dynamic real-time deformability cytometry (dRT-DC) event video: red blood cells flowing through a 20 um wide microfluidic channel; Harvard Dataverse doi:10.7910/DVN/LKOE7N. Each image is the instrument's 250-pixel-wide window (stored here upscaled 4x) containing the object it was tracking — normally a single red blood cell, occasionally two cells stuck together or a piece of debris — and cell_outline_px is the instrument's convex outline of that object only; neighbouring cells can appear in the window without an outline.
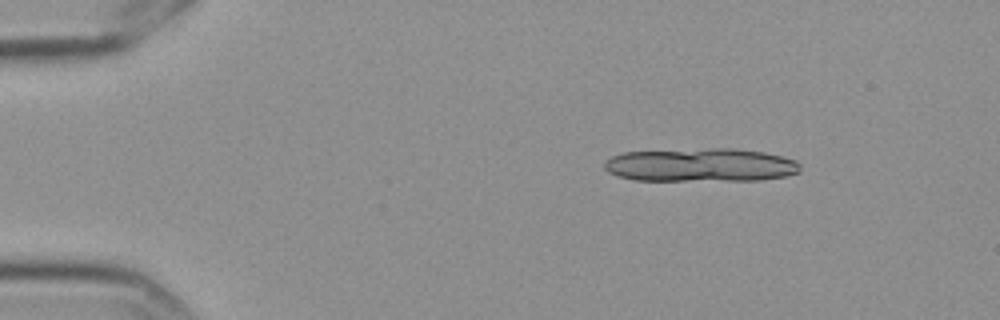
{"species": "Egyptian fruit bat (a non-hibernating species)", "species_latin": "Rousettus aegyptiacus", "temperature_condition": "cold", "stored_images_in_passage": 4, "camera_frame_rate_fps": 3000, "um_per_image_px": 0.085, "frame": {"image": 1, "passage_image": 2, "time_ms": 0.333, "image_size_px": [1000, 320], "cell_outline_px": [[800, 172], [784, 176], [760, 180], [632, 180], [616, 176], [608, 172], [604, 168], [604, 160], [620, 152], [712, 148], [732, 148], [764, 152], [796, 160], [800, 164]], "centroid_in_image_um": [59.52, 14.02], "position_along_channel_um": 25.5, "area_um2": 38.44}}